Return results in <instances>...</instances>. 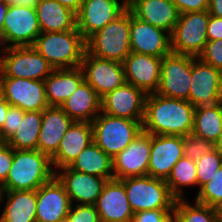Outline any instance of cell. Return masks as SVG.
Returning a JSON list of instances; mask_svg holds the SVG:
<instances>
[{
	"mask_svg": "<svg viewBox=\"0 0 222 222\" xmlns=\"http://www.w3.org/2000/svg\"><path fill=\"white\" fill-rule=\"evenodd\" d=\"M195 107L187 100L147 94L143 131L151 135L186 136L192 133Z\"/></svg>",
	"mask_w": 222,
	"mask_h": 222,
	"instance_id": "1",
	"label": "cell"
},
{
	"mask_svg": "<svg viewBox=\"0 0 222 222\" xmlns=\"http://www.w3.org/2000/svg\"><path fill=\"white\" fill-rule=\"evenodd\" d=\"M55 176L51 158L36 150H14L12 166L1 191L37 190Z\"/></svg>",
	"mask_w": 222,
	"mask_h": 222,
	"instance_id": "2",
	"label": "cell"
},
{
	"mask_svg": "<svg viewBox=\"0 0 222 222\" xmlns=\"http://www.w3.org/2000/svg\"><path fill=\"white\" fill-rule=\"evenodd\" d=\"M32 47L54 69L79 67L86 51L85 40L77 28L64 32L41 33Z\"/></svg>",
	"mask_w": 222,
	"mask_h": 222,
	"instance_id": "3",
	"label": "cell"
},
{
	"mask_svg": "<svg viewBox=\"0 0 222 222\" xmlns=\"http://www.w3.org/2000/svg\"><path fill=\"white\" fill-rule=\"evenodd\" d=\"M86 52L101 59L123 62L131 53L130 10L127 8L115 20L86 41Z\"/></svg>",
	"mask_w": 222,
	"mask_h": 222,
	"instance_id": "4",
	"label": "cell"
},
{
	"mask_svg": "<svg viewBox=\"0 0 222 222\" xmlns=\"http://www.w3.org/2000/svg\"><path fill=\"white\" fill-rule=\"evenodd\" d=\"M142 123L100 112L91 122L93 142L113 159L140 134Z\"/></svg>",
	"mask_w": 222,
	"mask_h": 222,
	"instance_id": "5",
	"label": "cell"
},
{
	"mask_svg": "<svg viewBox=\"0 0 222 222\" xmlns=\"http://www.w3.org/2000/svg\"><path fill=\"white\" fill-rule=\"evenodd\" d=\"M133 213L144 210L174 209L176 198L165 180L151 176L120 179Z\"/></svg>",
	"mask_w": 222,
	"mask_h": 222,
	"instance_id": "6",
	"label": "cell"
},
{
	"mask_svg": "<svg viewBox=\"0 0 222 222\" xmlns=\"http://www.w3.org/2000/svg\"><path fill=\"white\" fill-rule=\"evenodd\" d=\"M54 68L32 46L0 49V78L44 80Z\"/></svg>",
	"mask_w": 222,
	"mask_h": 222,
	"instance_id": "7",
	"label": "cell"
},
{
	"mask_svg": "<svg viewBox=\"0 0 222 222\" xmlns=\"http://www.w3.org/2000/svg\"><path fill=\"white\" fill-rule=\"evenodd\" d=\"M209 11L189 12L179 15L171 37V51L176 54L198 57L207 39Z\"/></svg>",
	"mask_w": 222,
	"mask_h": 222,
	"instance_id": "8",
	"label": "cell"
},
{
	"mask_svg": "<svg viewBox=\"0 0 222 222\" xmlns=\"http://www.w3.org/2000/svg\"><path fill=\"white\" fill-rule=\"evenodd\" d=\"M40 34L35 8L8 5L2 26V48L32 46Z\"/></svg>",
	"mask_w": 222,
	"mask_h": 222,
	"instance_id": "9",
	"label": "cell"
},
{
	"mask_svg": "<svg viewBox=\"0 0 222 222\" xmlns=\"http://www.w3.org/2000/svg\"><path fill=\"white\" fill-rule=\"evenodd\" d=\"M193 56L170 54L162 58L160 84L155 93L166 97L189 101L191 63Z\"/></svg>",
	"mask_w": 222,
	"mask_h": 222,
	"instance_id": "10",
	"label": "cell"
},
{
	"mask_svg": "<svg viewBox=\"0 0 222 222\" xmlns=\"http://www.w3.org/2000/svg\"><path fill=\"white\" fill-rule=\"evenodd\" d=\"M189 102L196 108L222 102V71L193 57Z\"/></svg>",
	"mask_w": 222,
	"mask_h": 222,
	"instance_id": "11",
	"label": "cell"
},
{
	"mask_svg": "<svg viewBox=\"0 0 222 222\" xmlns=\"http://www.w3.org/2000/svg\"><path fill=\"white\" fill-rule=\"evenodd\" d=\"M80 67L84 80L100 98L126 83L122 62L101 59L85 51Z\"/></svg>",
	"mask_w": 222,
	"mask_h": 222,
	"instance_id": "12",
	"label": "cell"
},
{
	"mask_svg": "<svg viewBox=\"0 0 222 222\" xmlns=\"http://www.w3.org/2000/svg\"><path fill=\"white\" fill-rule=\"evenodd\" d=\"M150 150L151 134L142 130L128 147L112 159L114 179L148 175Z\"/></svg>",
	"mask_w": 222,
	"mask_h": 222,
	"instance_id": "13",
	"label": "cell"
},
{
	"mask_svg": "<svg viewBox=\"0 0 222 222\" xmlns=\"http://www.w3.org/2000/svg\"><path fill=\"white\" fill-rule=\"evenodd\" d=\"M147 94L126 82L101 98V112L130 120H144Z\"/></svg>",
	"mask_w": 222,
	"mask_h": 222,
	"instance_id": "14",
	"label": "cell"
},
{
	"mask_svg": "<svg viewBox=\"0 0 222 222\" xmlns=\"http://www.w3.org/2000/svg\"><path fill=\"white\" fill-rule=\"evenodd\" d=\"M3 98L24 112L43 111L49 105L45 95L44 80L26 78H0Z\"/></svg>",
	"mask_w": 222,
	"mask_h": 222,
	"instance_id": "15",
	"label": "cell"
},
{
	"mask_svg": "<svg viewBox=\"0 0 222 222\" xmlns=\"http://www.w3.org/2000/svg\"><path fill=\"white\" fill-rule=\"evenodd\" d=\"M126 9L120 0H83L76 14V28L86 41Z\"/></svg>",
	"mask_w": 222,
	"mask_h": 222,
	"instance_id": "16",
	"label": "cell"
},
{
	"mask_svg": "<svg viewBox=\"0 0 222 222\" xmlns=\"http://www.w3.org/2000/svg\"><path fill=\"white\" fill-rule=\"evenodd\" d=\"M131 52L163 58L170 54V33L135 17L130 11Z\"/></svg>",
	"mask_w": 222,
	"mask_h": 222,
	"instance_id": "17",
	"label": "cell"
},
{
	"mask_svg": "<svg viewBox=\"0 0 222 222\" xmlns=\"http://www.w3.org/2000/svg\"><path fill=\"white\" fill-rule=\"evenodd\" d=\"M183 156V136L151 135L148 176L166 181L174 165Z\"/></svg>",
	"mask_w": 222,
	"mask_h": 222,
	"instance_id": "18",
	"label": "cell"
},
{
	"mask_svg": "<svg viewBox=\"0 0 222 222\" xmlns=\"http://www.w3.org/2000/svg\"><path fill=\"white\" fill-rule=\"evenodd\" d=\"M55 177L63 185L71 204L94 205L108 180L75 171L69 166L55 171Z\"/></svg>",
	"mask_w": 222,
	"mask_h": 222,
	"instance_id": "19",
	"label": "cell"
},
{
	"mask_svg": "<svg viewBox=\"0 0 222 222\" xmlns=\"http://www.w3.org/2000/svg\"><path fill=\"white\" fill-rule=\"evenodd\" d=\"M36 201V222L64 221L72 205L63 185L55 176L36 190Z\"/></svg>",
	"mask_w": 222,
	"mask_h": 222,
	"instance_id": "20",
	"label": "cell"
},
{
	"mask_svg": "<svg viewBox=\"0 0 222 222\" xmlns=\"http://www.w3.org/2000/svg\"><path fill=\"white\" fill-rule=\"evenodd\" d=\"M122 63L126 82L142 89L146 94L157 91L162 58L131 52Z\"/></svg>",
	"mask_w": 222,
	"mask_h": 222,
	"instance_id": "21",
	"label": "cell"
},
{
	"mask_svg": "<svg viewBox=\"0 0 222 222\" xmlns=\"http://www.w3.org/2000/svg\"><path fill=\"white\" fill-rule=\"evenodd\" d=\"M94 206L101 222H131L134 215L124 184L116 179L107 181Z\"/></svg>",
	"mask_w": 222,
	"mask_h": 222,
	"instance_id": "22",
	"label": "cell"
},
{
	"mask_svg": "<svg viewBox=\"0 0 222 222\" xmlns=\"http://www.w3.org/2000/svg\"><path fill=\"white\" fill-rule=\"evenodd\" d=\"M92 142V124L90 122L74 121L59 143L57 152L51 157L54 172L56 169L70 166Z\"/></svg>",
	"mask_w": 222,
	"mask_h": 222,
	"instance_id": "23",
	"label": "cell"
},
{
	"mask_svg": "<svg viewBox=\"0 0 222 222\" xmlns=\"http://www.w3.org/2000/svg\"><path fill=\"white\" fill-rule=\"evenodd\" d=\"M74 121L58 106L43 110L37 150L50 158L57 152L59 143Z\"/></svg>",
	"mask_w": 222,
	"mask_h": 222,
	"instance_id": "24",
	"label": "cell"
},
{
	"mask_svg": "<svg viewBox=\"0 0 222 222\" xmlns=\"http://www.w3.org/2000/svg\"><path fill=\"white\" fill-rule=\"evenodd\" d=\"M127 8L138 19L170 34L180 15L172 0H134Z\"/></svg>",
	"mask_w": 222,
	"mask_h": 222,
	"instance_id": "25",
	"label": "cell"
},
{
	"mask_svg": "<svg viewBox=\"0 0 222 222\" xmlns=\"http://www.w3.org/2000/svg\"><path fill=\"white\" fill-rule=\"evenodd\" d=\"M84 81L81 67L54 69L44 79L45 95L49 106H58L78 88Z\"/></svg>",
	"mask_w": 222,
	"mask_h": 222,
	"instance_id": "26",
	"label": "cell"
},
{
	"mask_svg": "<svg viewBox=\"0 0 222 222\" xmlns=\"http://www.w3.org/2000/svg\"><path fill=\"white\" fill-rule=\"evenodd\" d=\"M61 108L73 121L91 123L101 112V98L84 80Z\"/></svg>",
	"mask_w": 222,
	"mask_h": 222,
	"instance_id": "27",
	"label": "cell"
},
{
	"mask_svg": "<svg viewBox=\"0 0 222 222\" xmlns=\"http://www.w3.org/2000/svg\"><path fill=\"white\" fill-rule=\"evenodd\" d=\"M6 196V204L0 215V222H36V191H1L0 204Z\"/></svg>",
	"mask_w": 222,
	"mask_h": 222,
	"instance_id": "28",
	"label": "cell"
},
{
	"mask_svg": "<svg viewBox=\"0 0 222 222\" xmlns=\"http://www.w3.org/2000/svg\"><path fill=\"white\" fill-rule=\"evenodd\" d=\"M35 10L41 33L64 32L76 28V14L57 0H40Z\"/></svg>",
	"mask_w": 222,
	"mask_h": 222,
	"instance_id": "29",
	"label": "cell"
},
{
	"mask_svg": "<svg viewBox=\"0 0 222 222\" xmlns=\"http://www.w3.org/2000/svg\"><path fill=\"white\" fill-rule=\"evenodd\" d=\"M69 167L78 172L114 179L112 158L94 142L89 144Z\"/></svg>",
	"mask_w": 222,
	"mask_h": 222,
	"instance_id": "30",
	"label": "cell"
},
{
	"mask_svg": "<svg viewBox=\"0 0 222 222\" xmlns=\"http://www.w3.org/2000/svg\"><path fill=\"white\" fill-rule=\"evenodd\" d=\"M192 134L214 144L218 141L222 135V102L195 108Z\"/></svg>",
	"mask_w": 222,
	"mask_h": 222,
	"instance_id": "31",
	"label": "cell"
},
{
	"mask_svg": "<svg viewBox=\"0 0 222 222\" xmlns=\"http://www.w3.org/2000/svg\"><path fill=\"white\" fill-rule=\"evenodd\" d=\"M43 111L24 113L18 130L5 143L14 150H36L41 130Z\"/></svg>",
	"mask_w": 222,
	"mask_h": 222,
	"instance_id": "32",
	"label": "cell"
},
{
	"mask_svg": "<svg viewBox=\"0 0 222 222\" xmlns=\"http://www.w3.org/2000/svg\"><path fill=\"white\" fill-rule=\"evenodd\" d=\"M166 184L176 199L186 198L184 187H198L196 162L183 156L172 168Z\"/></svg>",
	"mask_w": 222,
	"mask_h": 222,
	"instance_id": "33",
	"label": "cell"
},
{
	"mask_svg": "<svg viewBox=\"0 0 222 222\" xmlns=\"http://www.w3.org/2000/svg\"><path fill=\"white\" fill-rule=\"evenodd\" d=\"M187 199H176L174 204V215L181 222H222L217 208L194 202L195 205L185 201Z\"/></svg>",
	"mask_w": 222,
	"mask_h": 222,
	"instance_id": "34",
	"label": "cell"
},
{
	"mask_svg": "<svg viewBox=\"0 0 222 222\" xmlns=\"http://www.w3.org/2000/svg\"><path fill=\"white\" fill-rule=\"evenodd\" d=\"M194 201L214 208L220 206L222 203V167L198 190Z\"/></svg>",
	"mask_w": 222,
	"mask_h": 222,
	"instance_id": "35",
	"label": "cell"
},
{
	"mask_svg": "<svg viewBox=\"0 0 222 222\" xmlns=\"http://www.w3.org/2000/svg\"><path fill=\"white\" fill-rule=\"evenodd\" d=\"M198 189L209 182L213 175L222 167V156L214 149L196 160Z\"/></svg>",
	"mask_w": 222,
	"mask_h": 222,
	"instance_id": "36",
	"label": "cell"
},
{
	"mask_svg": "<svg viewBox=\"0 0 222 222\" xmlns=\"http://www.w3.org/2000/svg\"><path fill=\"white\" fill-rule=\"evenodd\" d=\"M183 149L185 157L196 161L214 150L215 144L191 133L183 136Z\"/></svg>",
	"mask_w": 222,
	"mask_h": 222,
	"instance_id": "37",
	"label": "cell"
},
{
	"mask_svg": "<svg viewBox=\"0 0 222 222\" xmlns=\"http://www.w3.org/2000/svg\"><path fill=\"white\" fill-rule=\"evenodd\" d=\"M67 222H101L99 214L94 205L75 204L71 205Z\"/></svg>",
	"mask_w": 222,
	"mask_h": 222,
	"instance_id": "38",
	"label": "cell"
},
{
	"mask_svg": "<svg viewBox=\"0 0 222 222\" xmlns=\"http://www.w3.org/2000/svg\"><path fill=\"white\" fill-rule=\"evenodd\" d=\"M24 111L18 107L10 106L5 122L0 130V142L5 143L18 130L20 120L24 118Z\"/></svg>",
	"mask_w": 222,
	"mask_h": 222,
	"instance_id": "39",
	"label": "cell"
},
{
	"mask_svg": "<svg viewBox=\"0 0 222 222\" xmlns=\"http://www.w3.org/2000/svg\"><path fill=\"white\" fill-rule=\"evenodd\" d=\"M198 58L222 71V39L207 41Z\"/></svg>",
	"mask_w": 222,
	"mask_h": 222,
	"instance_id": "40",
	"label": "cell"
},
{
	"mask_svg": "<svg viewBox=\"0 0 222 222\" xmlns=\"http://www.w3.org/2000/svg\"><path fill=\"white\" fill-rule=\"evenodd\" d=\"M174 216V209L144 210L135 213L131 222H169Z\"/></svg>",
	"mask_w": 222,
	"mask_h": 222,
	"instance_id": "41",
	"label": "cell"
},
{
	"mask_svg": "<svg viewBox=\"0 0 222 222\" xmlns=\"http://www.w3.org/2000/svg\"><path fill=\"white\" fill-rule=\"evenodd\" d=\"M14 149L0 142V185L6 180L12 166Z\"/></svg>",
	"mask_w": 222,
	"mask_h": 222,
	"instance_id": "42",
	"label": "cell"
},
{
	"mask_svg": "<svg viewBox=\"0 0 222 222\" xmlns=\"http://www.w3.org/2000/svg\"><path fill=\"white\" fill-rule=\"evenodd\" d=\"M179 14L208 10L209 0H172Z\"/></svg>",
	"mask_w": 222,
	"mask_h": 222,
	"instance_id": "43",
	"label": "cell"
},
{
	"mask_svg": "<svg viewBox=\"0 0 222 222\" xmlns=\"http://www.w3.org/2000/svg\"><path fill=\"white\" fill-rule=\"evenodd\" d=\"M208 41L222 39V18L210 15L207 26Z\"/></svg>",
	"mask_w": 222,
	"mask_h": 222,
	"instance_id": "44",
	"label": "cell"
},
{
	"mask_svg": "<svg viewBox=\"0 0 222 222\" xmlns=\"http://www.w3.org/2000/svg\"><path fill=\"white\" fill-rule=\"evenodd\" d=\"M208 11L210 15L222 18V0H209Z\"/></svg>",
	"mask_w": 222,
	"mask_h": 222,
	"instance_id": "45",
	"label": "cell"
},
{
	"mask_svg": "<svg viewBox=\"0 0 222 222\" xmlns=\"http://www.w3.org/2000/svg\"><path fill=\"white\" fill-rule=\"evenodd\" d=\"M61 5L67 7L75 14H77L80 10L81 4L83 0H57Z\"/></svg>",
	"mask_w": 222,
	"mask_h": 222,
	"instance_id": "46",
	"label": "cell"
},
{
	"mask_svg": "<svg viewBox=\"0 0 222 222\" xmlns=\"http://www.w3.org/2000/svg\"><path fill=\"white\" fill-rule=\"evenodd\" d=\"M7 5H21L35 8L40 0H3Z\"/></svg>",
	"mask_w": 222,
	"mask_h": 222,
	"instance_id": "47",
	"label": "cell"
},
{
	"mask_svg": "<svg viewBox=\"0 0 222 222\" xmlns=\"http://www.w3.org/2000/svg\"><path fill=\"white\" fill-rule=\"evenodd\" d=\"M7 10L8 5L3 0H0V49H2V26Z\"/></svg>",
	"mask_w": 222,
	"mask_h": 222,
	"instance_id": "48",
	"label": "cell"
},
{
	"mask_svg": "<svg viewBox=\"0 0 222 222\" xmlns=\"http://www.w3.org/2000/svg\"><path fill=\"white\" fill-rule=\"evenodd\" d=\"M10 104L3 98L0 100V130L3 127Z\"/></svg>",
	"mask_w": 222,
	"mask_h": 222,
	"instance_id": "49",
	"label": "cell"
},
{
	"mask_svg": "<svg viewBox=\"0 0 222 222\" xmlns=\"http://www.w3.org/2000/svg\"><path fill=\"white\" fill-rule=\"evenodd\" d=\"M215 149L222 156V135L219 137L218 141L215 143Z\"/></svg>",
	"mask_w": 222,
	"mask_h": 222,
	"instance_id": "50",
	"label": "cell"
},
{
	"mask_svg": "<svg viewBox=\"0 0 222 222\" xmlns=\"http://www.w3.org/2000/svg\"><path fill=\"white\" fill-rule=\"evenodd\" d=\"M134 0H121V2H123V4L128 7Z\"/></svg>",
	"mask_w": 222,
	"mask_h": 222,
	"instance_id": "51",
	"label": "cell"
},
{
	"mask_svg": "<svg viewBox=\"0 0 222 222\" xmlns=\"http://www.w3.org/2000/svg\"><path fill=\"white\" fill-rule=\"evenodd\" d=\"M3 99V86H2V83H1V80H0V100Z\"/></svg>",
	"mask_w": 222,
	"mask_h": 222,
	"instance_id": "52",
	"label": "cell"
},
{
	"mask_svg": "<svg viewBox=\"0 0 222 222\" xmlns=\"http://www.w3.org/2000/svg\"><path fill=\"white\" fill-rule=\"evenodd\" d=\"M218 214L220 215V217L222 218V203L220 204V206L217 208Z\"/></svg>",
	"mask_w": 222,
	"mask_h": 222,
	"instance_id": "53",
	"label": "cell"
},
{
	"mask_svg": "<svg viewBox=\"0 0 222 222\" xmlns=\"http://www.w3.org/2000/svg\"><path fill=\"white\" fill-rule=\"evenodd\" d=\"M169 222H181L176 216H174Z\"/></svg>",
	"mask_w": 222,
	"mask_h": 222,
	"instance_id": "54",
	"label": "cell"
}]
</instances>
